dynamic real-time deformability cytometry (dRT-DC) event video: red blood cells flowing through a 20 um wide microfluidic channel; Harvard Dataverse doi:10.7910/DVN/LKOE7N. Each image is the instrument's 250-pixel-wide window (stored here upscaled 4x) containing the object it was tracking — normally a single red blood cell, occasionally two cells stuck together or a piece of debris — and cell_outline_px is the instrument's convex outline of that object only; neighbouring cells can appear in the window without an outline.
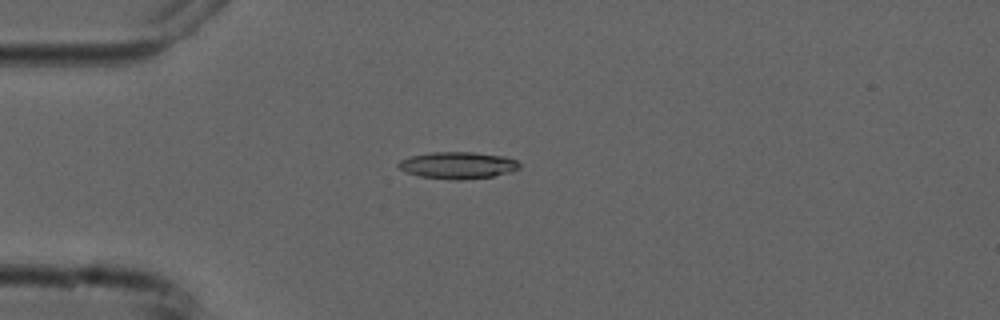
{"species": "common noctule bat (a hibernating species)", "species_latin": "Nyctalus noctula", "temperature_condition": "cold", "stored_images_in_passage": 7, "camera_frame_rate_fps": 3000, "um_per_image_px": 0.085, "animal": {"sex": "male", "forearm_length_mm": 52.5}, "frame": {"image": 1, "passage_image": 4, "time_ms": 3.667, "image_size_px": [1000, 320], "cell_outline_px": [[520, 168], [512, 172], [492, 176], [460, 180], [452, 180], [420, 176], [404, 172], [396, 164], [400, 160], [412, 156], [432, 152], [472, 152], [508, 156], [516, 160], [520, 164]], "centroid_in_image_um": [38.94, 14.05], "position_along_channel_um": 46.1, "area_um2": 19.07}}
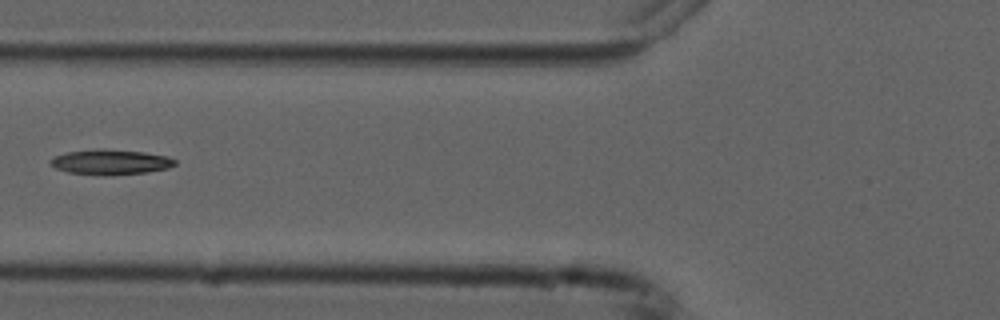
{"frame": {"image": 2, "passage_image": 6, "time_ms": 6.0, "image_size_px": [1000, 320], "cell_outline_px": [[176, 164], [168, 168], [144, 172], [104, 176], [100, 176], [68, 172], [56, 168], [48, 160], [56, 156], [68, 152], [100, 148], [104, 148], [144, 152], [168, 156], [176, 160]], "centroid_in_image_um": [9.4, 13.77], "position_along_channel_um": 116.4, "area_um2": 18.26}}
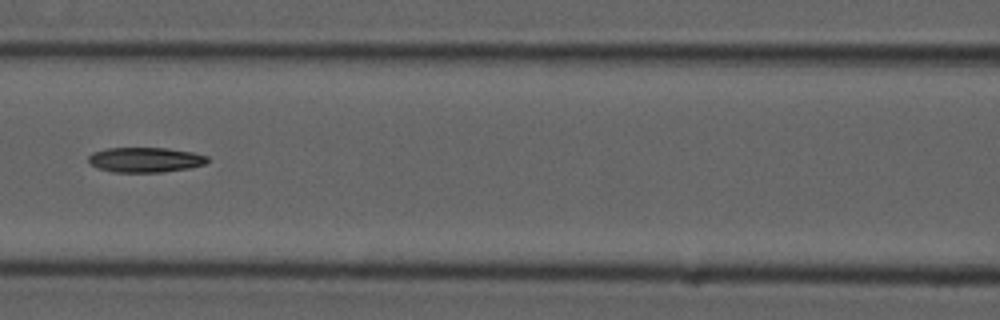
{"frame": {"image": 3, "passage_image": 7, "time_ms": 7.0, "image_size_px": [1000, 320], "cell_outline_px": [[208, 160], [204, 164], [192, 168], [160, 172], [112, 172], [96, 168], [88, 160], [88, 156], [92, 152], [108, 148], [168, 148], [192, 152], [208, 156]], "centroid_in_image_um": [12.34, 13.58], "position_along_channel_um": 154.3, "area_um2": 17.4}}